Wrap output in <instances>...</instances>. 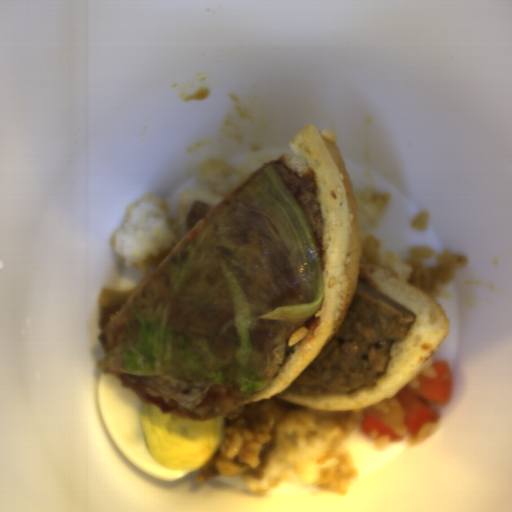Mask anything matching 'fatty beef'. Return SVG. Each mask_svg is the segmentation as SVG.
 Masks as SVG:
<instances>
[{"mask_svg": "<svg viewBox=\"0 0 512 512\" xmlns=\"http://www.w3.org/2000/svg\"><path fill=\"white\" fill-rule=\"evenodd\" d=\"M142 285L125 287L120 289L103 288L98 299V320L101 335L104 330L139 290Z\"/></svg>", "mask_w": 512, "mask_h": 512, "instance_id": "fatty-beef-3", "label": "fatty beef"}, {"mask_svg": "<svg viewBox=\"0 0 512 512\" xmlns=\"http://www.w3.org/2000/svg\"><path fill=\"white\" fill-rule=\"evenodd\" d=\"M275 442L266 443L259 454V465L255 468H249L237 459L229 458L225 455L215 453L213 457L197 468L196 481L203 482L208 478L219 476L225 477H261L270 453L275 447Z\"/></svg>", "mask_w": 512, "mask_h": 512, "instance_id": "fatty-beef-2", "label": "fatty beef"}, {"mask_svg": "<svg viewBox=\"0 0 512 512\" xmlns=\"http://www.w3.org/2000/svg\"><path fill=\"white\" fill-rule=\"evenodd\" d=\"M309 408L280 400L276 395L259 403L245 404L235 412L224 417L225 426H238L253 430L277 417L284 419L288 416L306 412Z\"/></svg>", "mask_w": 512, "mask_h": 512, "instance_id": "fatty-beef-1", "label": "fatty beef"}, {"mask_svg": "<svg viewBox=\"0 0 512 512\" xmlns=\"http://www.w3.org/2000/svg\"><path fill=\"white\" fill-rule=\"evenodd\" d=\"M210 205L196 202L186 215V226L188 234L214 209Z\"/></svg>", "mask_w": 512, "mask_h": 512, "instance_id": "fatty-beef-4", "label": "fatty beef"}]
</instances>
